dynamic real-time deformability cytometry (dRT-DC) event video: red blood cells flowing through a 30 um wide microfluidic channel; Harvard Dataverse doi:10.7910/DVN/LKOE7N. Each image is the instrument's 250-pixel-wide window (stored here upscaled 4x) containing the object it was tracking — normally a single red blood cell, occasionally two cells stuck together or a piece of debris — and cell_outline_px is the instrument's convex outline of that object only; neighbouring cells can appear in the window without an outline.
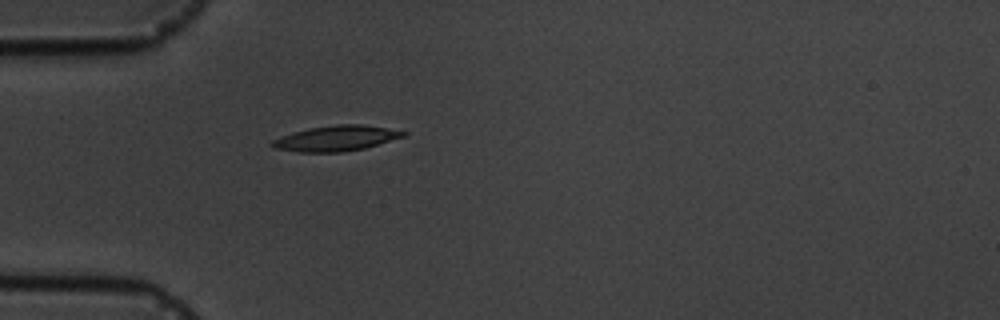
{"species": "common noctule bat (a hibernating species)", "species_latin": "Nyctalus noctula", "temperature_condition": "cold", "stored_images_in_passage": 1, "camera_frame_rate_fps": 3000, "um_per_image_px": 0.085, "animal": {"sex": "male", "body_mass_g": 19.5, "forearm_length_mm": 54.6}, "frame": {"image": 1, "passage_image": 1, "time_ms": 0.0, "image_size_px": [1000, 320], "cell_outline_px": [[408, 132], [404, 136], [364, 148], [340, 152], [300, 152], [272, 148], [268, 144], [272, 140], [280, 136], [292, 132], [308, 128], [336, 124], [360, 124]], "centroid_in_image_um": [28.47, 11.76], "position_along_channel_um": 56.5, "area_um2": 19.31}}